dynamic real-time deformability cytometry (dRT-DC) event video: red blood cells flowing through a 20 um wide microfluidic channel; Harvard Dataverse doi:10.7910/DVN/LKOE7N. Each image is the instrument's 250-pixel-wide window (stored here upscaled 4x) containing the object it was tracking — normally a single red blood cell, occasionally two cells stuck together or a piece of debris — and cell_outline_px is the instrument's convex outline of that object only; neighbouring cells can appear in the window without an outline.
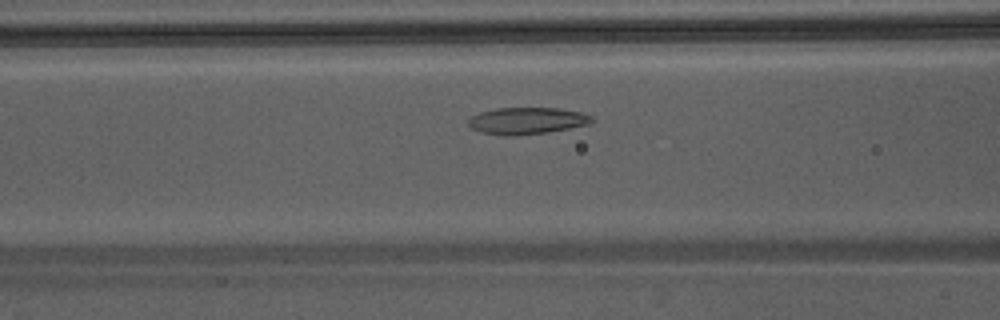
{"species": "Egyptian fruit bat (a non-hibernating species)", "species_latin": "Rousettus aegyptiacus", "temperature_condition": "warm", "stored_images_in_passage": 37, "camera_frame_rate_fps": 3000, "um_per_image_px": 0.085, "animal": {"sex": "male"}, "frame": {"image": 1, "passage_image": 10, "time_ms": 3.0, "image_size_px": [1000, 320], "cell_outline_px": [[596, 120], [592, 124], [548, 132], [512, 136], [504, 136], [480, 132], [472, 128], [468, 124], [468, 120], [472, 116], [480, 112], [496, 108], [560, 108], [580, 112], [592, 116]], "centroid_in_image_um": [44.83, 10.27], "position_along_channel_um": 121.8, "area_um2": 19.48}}
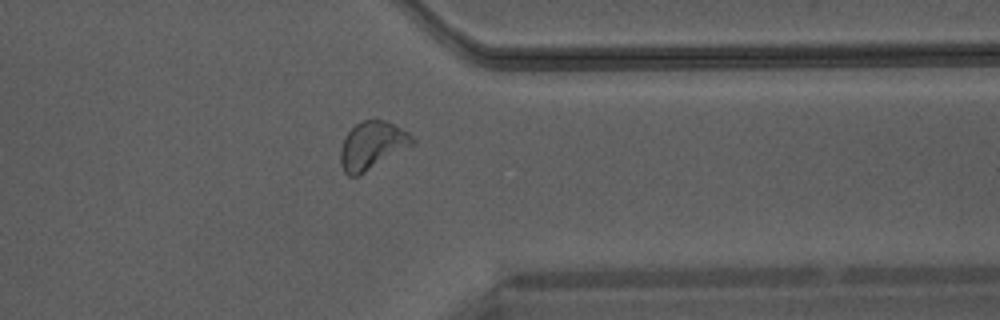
{"frame": {"image": 2, "passage_image": 28, "time_ms": 9.0, "image_size_px": [1000, 320], "cell_outline_px": [[416, 144], [364, 172], [356, 176], [348, 176], [344, 172], [340, 164], [340, 148], [344, 136], [360, 120], [388, 120], [408, 132], [416, 140]], "centroid_in_image_um": [31.64, 12.35], "position_along_channel_um": 379.8, "area_um2": 20.23}}
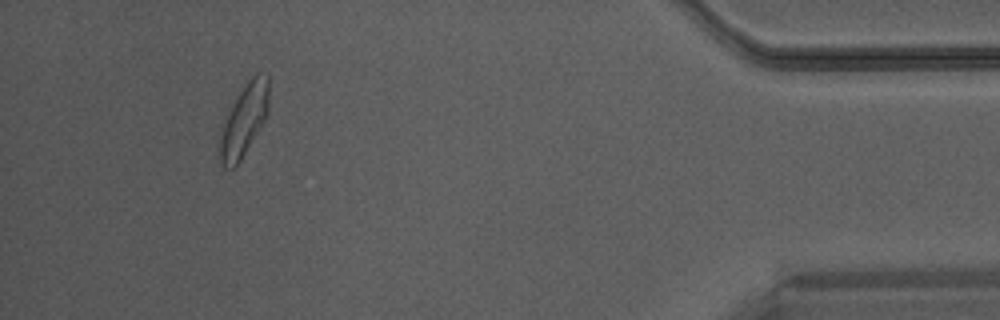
{"frame": {"image": 3, "passage_image": 34, "time_ms": 11.0, "image_size_px": [1000, 320], "cell_outline_px": [[268, 112], [264, 120], [240, 160], [232, 168], [224, 168], [220, 164], [216, 140], [228, 112], [236, 96], [244, 84], [256, 72], [268, 76]], "centroid_in_image_um": [20.68, 10.23], "position_along_channel_um": 414.5, "area_um2": 20.69}}